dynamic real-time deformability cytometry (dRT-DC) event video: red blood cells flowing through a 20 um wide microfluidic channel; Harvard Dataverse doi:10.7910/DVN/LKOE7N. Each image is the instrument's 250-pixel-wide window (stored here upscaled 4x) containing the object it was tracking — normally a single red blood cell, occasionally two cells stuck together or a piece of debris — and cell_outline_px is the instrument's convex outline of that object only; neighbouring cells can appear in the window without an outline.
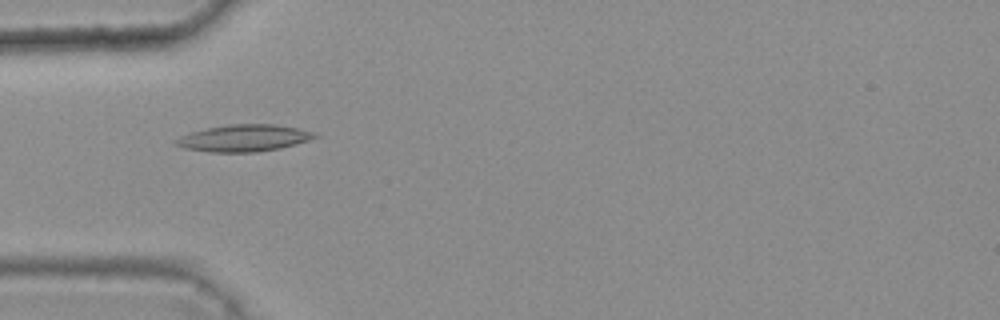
{"species": "common noctule bat (a hibernating species)", "species_latin": "Nyctalus noctula", "temperature_condition": "warm", "stored_images_in_passage": 7, "camera_frame_rate_fps": 3000, "um_per_image_px": 0.085, "animal": {"sex": "female", "body_mass_g": 25.1}, "frame": {"image": 1, "passage_image": 4, "time_ms": 1.0, "image_size_px": [1000, 320], "cell_outline_px": [[320, 136], [296, 144], [280, 148], [256, 152], [208, 152], [184, 148], [172, 144], [172, 140], [180, 136], [192, 132], [208, 128], [228, 124], [276, 124], [296, 128], [312, 132]], "centroid_in_image_um": [20.68, 11.74], "position_along_channel_um": 64.3, "area_um2": 21.73}}
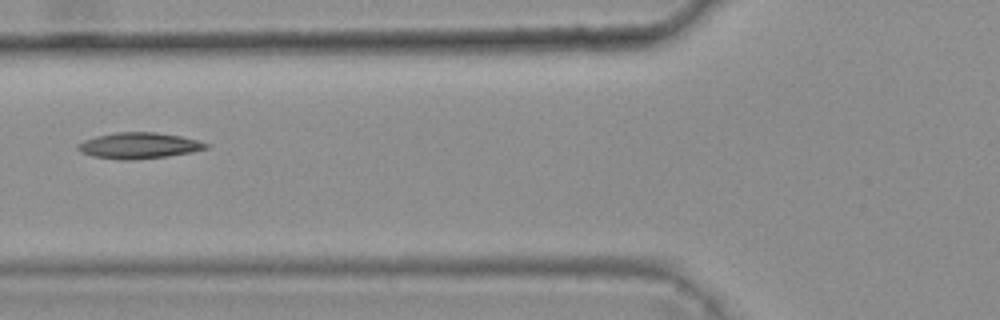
{"frame": {"image": 2, "passage_image": 5, "time_ms": 1.333, "image_size_px": [1000, 320], "cell_outline_px": [[208, 148], [192, 152], [168, 156], [124, 160], [116, 160], [92, 156], [80, 152], [76, 148], [76, 144], [84, 140], [96, 136], [116, 132], [156, 132], [180, 136], [196, 140], [208, 144]], "centroid_in_image_um": [11.75, 12.37], "position_along_channel_um": 114.1, "area_um2": 19.42}}
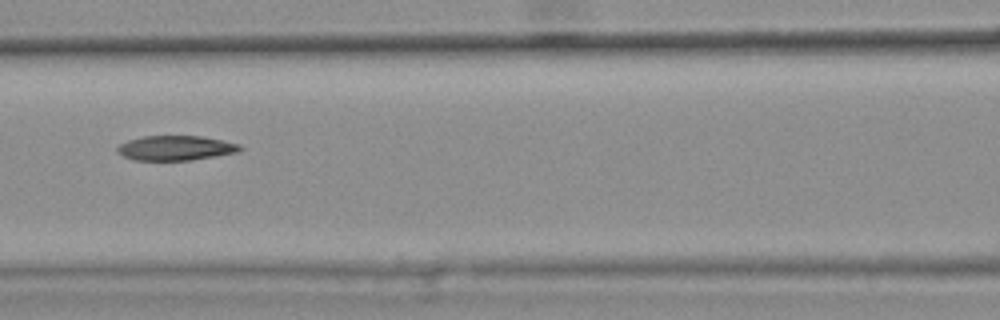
{"frame": {"image": 3, "passage_image": 6, "time_ms": 1.667, "image_size_px": [1000, 320], "cell_outline_px": [[244, 148], [240, 152], [192, 160], [132, 160], [116, 152], [116, 148], [120, 144], [128, 140], [144, 136], [200, 136], [240, 144]], "centroid_in_image_um": [14.94, 12.59], "position_along_channel_um": 151.7, "area_um2": 17.74}}